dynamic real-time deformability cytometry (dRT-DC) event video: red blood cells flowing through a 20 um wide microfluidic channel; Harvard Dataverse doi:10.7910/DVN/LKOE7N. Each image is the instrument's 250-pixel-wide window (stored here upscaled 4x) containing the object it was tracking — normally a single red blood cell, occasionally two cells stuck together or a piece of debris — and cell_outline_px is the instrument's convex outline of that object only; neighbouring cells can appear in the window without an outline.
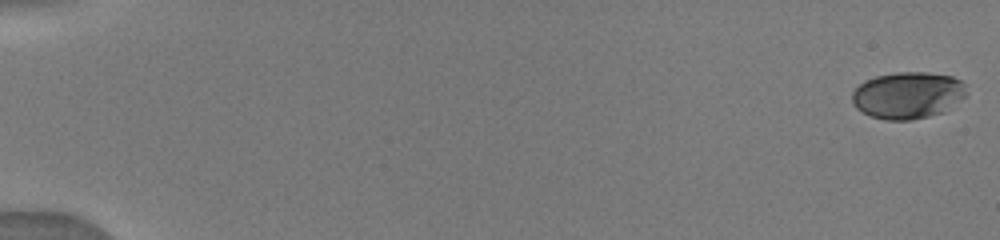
{"species": "human", "species_latin": "Homo sapiens", "temperature_condition": "warm", "stored_images_in_passage": 25, "camera_frame_rate_fps": 3000, "um_per_image_px": 0.085, "donor": {"sex": "male"}, "frame": {"image": 1, "passage_image": 1, "time_ms": 0.0, "image_size_px": [1000, 240], "cell_outline_px": [[968, 96], [944, 112], [912, 120], [884, 120], [872, 116], [856, 108], [852, 100], [852, 92], [860, 84], [876, 76], [896, 72], [924, 72], [952, 76], [960, 80], [964, 84], [968, 92]], "centroid_in_image_um": [77.21, 8.1], "position_along_channel_um": 7.8, "area_um2": 31.33}}
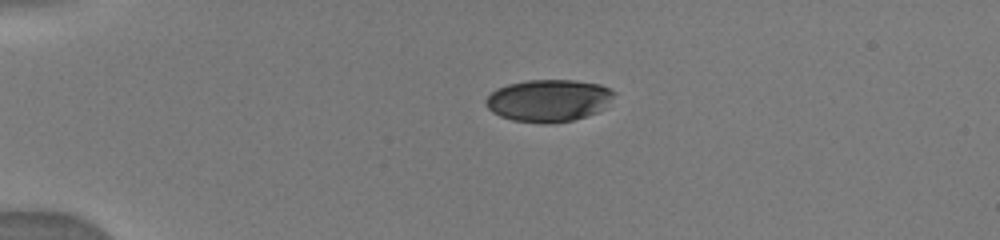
{"frame": {"image": 2, "passage_image": 16, "time_ms": 4.0, "image_size_px": [1000, 240], "cell_outline_px": [[616, 92], [596, 112], [572, 120], [552, 124], [540, 124], [512, 120], [500, 116], [492, 112], [484, 104], [484, 100], [496, 88], [508, 84], [528, 80], [576, 80], [600, 84]], "centroid_in_image_um": [46.55, 8.54], "position_along_channel_um": 38.4, "area_um2": 31.39}}